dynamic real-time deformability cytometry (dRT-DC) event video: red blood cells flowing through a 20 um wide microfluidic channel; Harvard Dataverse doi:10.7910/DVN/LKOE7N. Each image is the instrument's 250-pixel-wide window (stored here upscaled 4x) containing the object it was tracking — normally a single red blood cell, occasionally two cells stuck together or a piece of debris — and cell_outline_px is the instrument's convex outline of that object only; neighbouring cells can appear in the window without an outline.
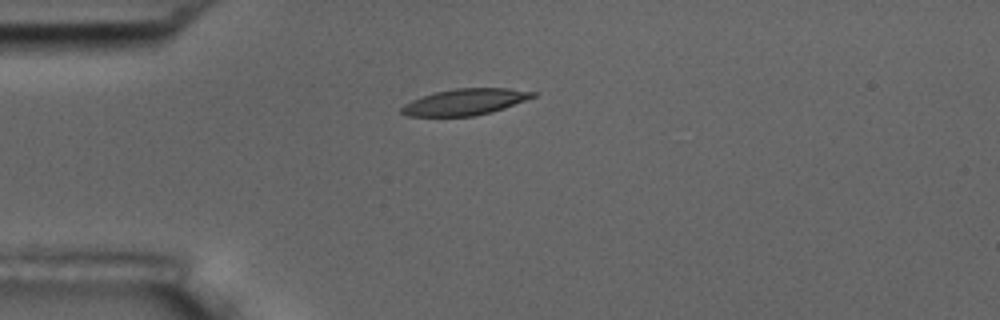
{"species": "common noctule bat (a hibernating species)", "species_latin": "Nyctalus noctula", "temperature_condition": "room temperature", "stored_images_in_passage": 6, "camera_frame_rate_fps": 3000, "um_per_image_px": 0.085, "animal": {"sex": "male", "body_mass_g": 17.5, "forearm_length_mm": 52.3}, "frame": {"image": 1, "passage_image": 1, "time_ms": 0.0, "image_size_px": [1000, 320], "cell_outline_px": [[540, 92], [536, 96], [504, 108], [492, 112], [472, 116], [408, 116], [400, 112], [400, 108], [404, 104], [412, 100], [436, 92], [456, 88], [508, 88]], "centroid_in_image_um": [39.56, 8.66], "position_along_channel_um": 45.4, "area_um2": 20.06}}
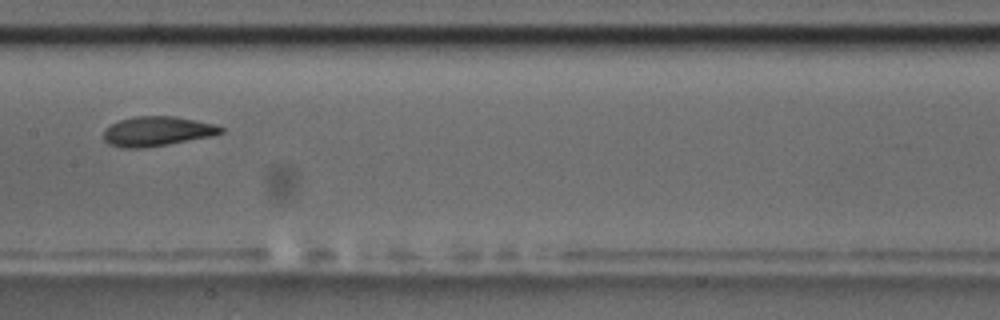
{"frame": {"image": 2, "passage_image": 5, "time_ms": 1.333, "image_size_px": [1000, 320], "cell_outline_px": [[224, 132], [212, 136], [168, 144], [144, 148], [120, 148], [108, 144], [104, 140], [104, 132], [112, 124], [120, 120], [136, 116], [176, 116], [216, 124], [224, 128]], "centroid_in_image_um": [13.38, 11.16], "position_along_channel_um": 194.0, "area_um2": 20.29}}
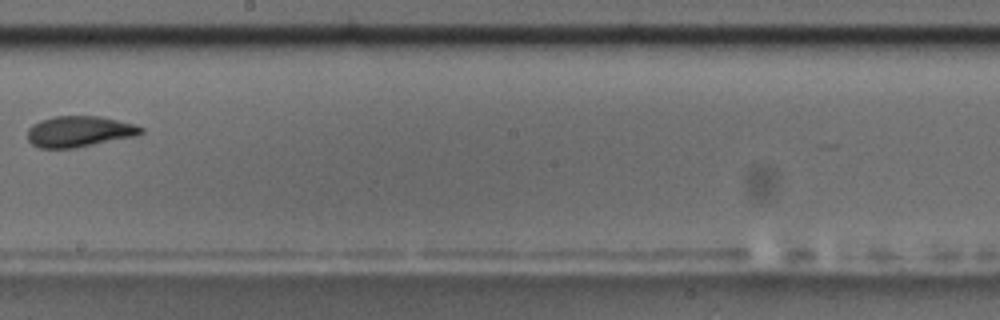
{"frame": {"image": 3, "passage_image": 6, "time_ms": 1.667, "image_size_px": [1000, 320], "cell_outline_px": [[144, 132], [136, 136], [72, 148], [40, 148], [32, 144], [28, 140], [28, 128], [32, 124], [40, 120], [56, 116], [100, 116], [136, 124], [144, 128]], "centroid_in_image_um": [6.75, 11.16], "position_along_channel_um": 241.5, "area_um2": 20.46}}